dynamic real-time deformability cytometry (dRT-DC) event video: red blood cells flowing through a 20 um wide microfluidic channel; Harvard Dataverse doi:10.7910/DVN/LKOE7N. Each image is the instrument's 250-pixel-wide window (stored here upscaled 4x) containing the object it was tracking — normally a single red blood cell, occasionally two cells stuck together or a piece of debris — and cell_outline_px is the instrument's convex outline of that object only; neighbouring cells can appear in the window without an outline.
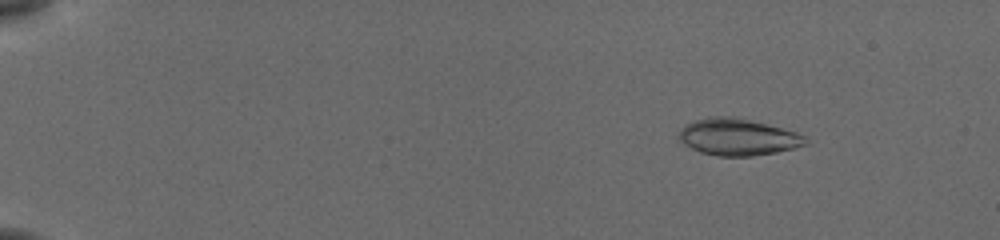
{"species": "common noctule bat (a hibernating species)", "species_latin": "Nyctalus noctula", "temperature_condition": "cold", "stored_images_in_passage": 54, "camera_frame_rate_fps": 3000, "um_per_image_px": 0.085, "animal": {"sex": "female", "body_mass_g": 19.5, "forearm_length_mm": 54.1}, "frame": {"image": 1, "passage_image": 7, "time_ms": 2.0, "image_size_px": [1000, 240], "cell_outline_px": [[808, 144], [776, 152], [752, 156], [720, 156], [700, 152], [684, 144], [676, 136], [680, 128], [696, 120], [712, 116], [736, 116], [796, 132], [804, 136]], "centroid_in_image_um": [62.68, 11.64], "position_along_channel_um": 22.3, "area_um2": 26.99}}
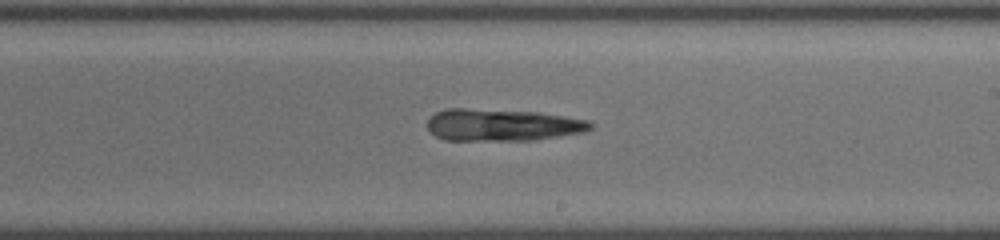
{"frame": {"image": 2, "passage_image": 34, "time_ms": 11.0, "image_size_px": [1000, 240], "cell_outline_px": [[596, 124], [592, 128], [584, 132], [532, 140], [444, 140], [436, 136], [428, 128], [428, 120], [436, 112], [444, 108], [464, 108], [536, 112], [592, 120]], "centroid_in_image_um": [42.73, 10.61], "position_along_channel_um": 246.3, "area_um2": 30.52}}
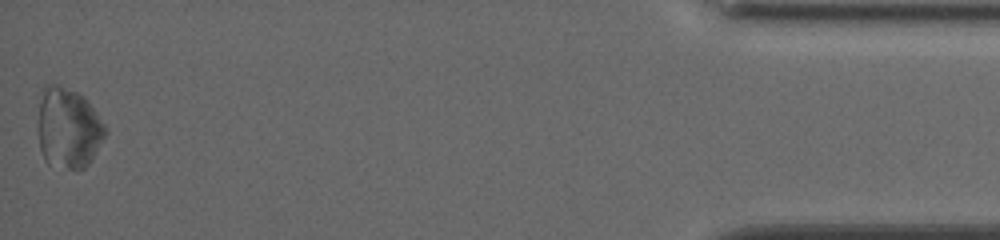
{"frame": {"image": 3, "passage_image": 54, "time_ms": 17.667, "image_size_px": [1000, 240], "cell_outline_px": [[108, 132], [92, 160], [84, 168], [68, 168], [48, 164], [44, 160], [40, 148], [40, 100], [44, 84], [56, 84], [80, 92], [84, 96], [96, 112], [104, 124]], "centroid_in_image_um": [5.84, 10.87], "position_along_channel_um": 429.4, "area_um2": 31.44}}